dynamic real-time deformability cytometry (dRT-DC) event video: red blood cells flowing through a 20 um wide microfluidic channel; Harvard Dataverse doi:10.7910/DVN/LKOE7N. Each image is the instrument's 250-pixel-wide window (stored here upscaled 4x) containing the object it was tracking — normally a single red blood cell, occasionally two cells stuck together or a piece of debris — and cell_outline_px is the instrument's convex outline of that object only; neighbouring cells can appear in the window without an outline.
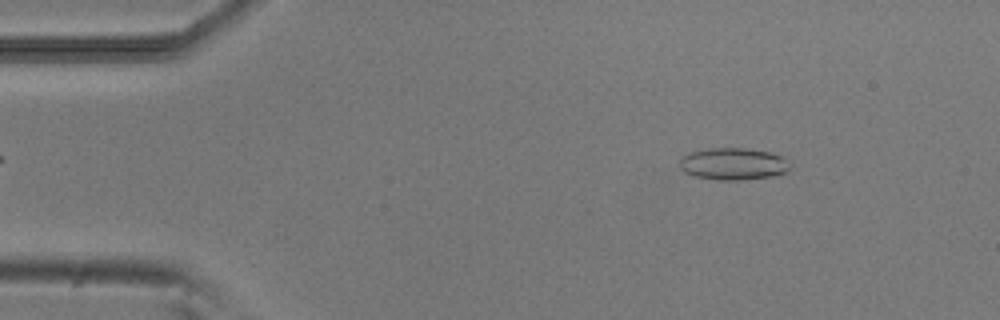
{"species": "common noctule bat (a hibernating species)", "species_latin": "Nyctalus noctula", "temperature_condition": "room temperature", "stored_images_in_passage": 48, "camera_frame_rate_fps": 3000, "um_per_image_px": 0.085, "animal": {"sex": "male", "body_mass_g": 20.5, "forearm_length_mm": 52.5}, "frame": {"image": 1, "passage_image": 3, "time_ms": 0.667, "image_size_px": [1000, 320], "cell_outline_px": [[792, 168], [788, 172], [776, 176], [740, 180], [716, 180], [692, 176], [684, 172], [680, 168], [680, 156], [692, 152], [708, 148], [748, 148], [772, 152], [784, 156], [792, 164]], "centroid_in_image_um": [62.39, 13.93], "position_along_channel_um": 22.6, "area_um2": 21.27}}
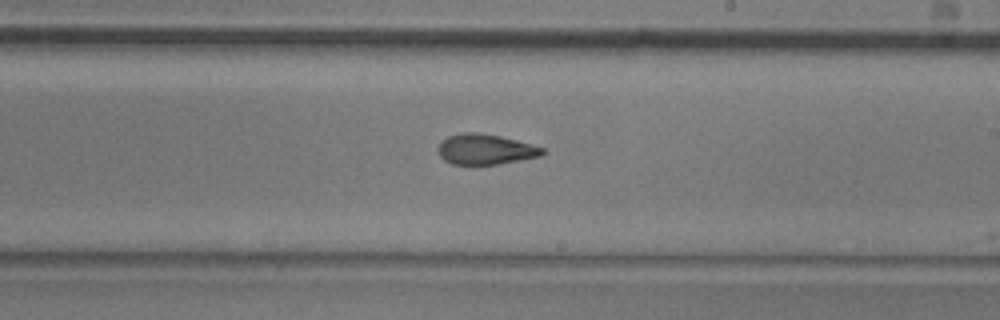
{"frame": {"image": 2, "passage_image": 26, "time_ms": 8.333, "image_size_px": [1000, 320], "cell_outline_px": [[548, 152], [540, 156], [496, 164], [452, 164], [444, 160], [436, 152], [436, 148], [440, 140], [448, 136], [460, 132], [476, 132], [500, 136], [516, 140], [544, 148]], "centroid_in_image_um": [41.2, 12.68], "position_along_channel_um": 247.8, "area_um2": 18.61}}
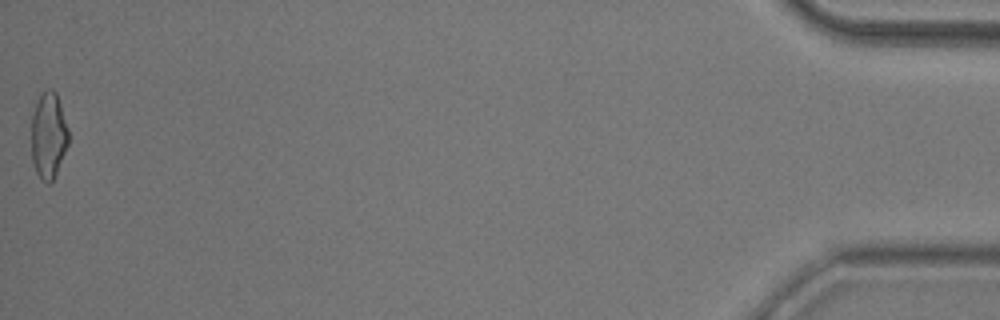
{"frame": {"image": 3, "passage_image": 48, "time_ms": 15.667, "image_size_px": [1000, 320], "cell_outline_px": [[68, 144], [56, 172], [52, 180], [48, 184], [40, 180], [36, 172], [32, 160], [32, 116], [36, 104], [40, 96], [48, 88], [52, 88], [56, 92], [68, 128]], "centroid_in_image_um": [4.12, 11.53], "position_along_channel_um": 431.1, "area_um2": 18.38}, "authors_computed_cell_mechanics": {"area_um2": 18.9295, "velocity_mm_per_s": 3.8528, "shape_relaxation_time_tau1_ms": null, "shape_relaxation_time_tau2_ms": 3.0568, "deformation_change_tau1": null, "deformation_change_tau2": 0.1046}}